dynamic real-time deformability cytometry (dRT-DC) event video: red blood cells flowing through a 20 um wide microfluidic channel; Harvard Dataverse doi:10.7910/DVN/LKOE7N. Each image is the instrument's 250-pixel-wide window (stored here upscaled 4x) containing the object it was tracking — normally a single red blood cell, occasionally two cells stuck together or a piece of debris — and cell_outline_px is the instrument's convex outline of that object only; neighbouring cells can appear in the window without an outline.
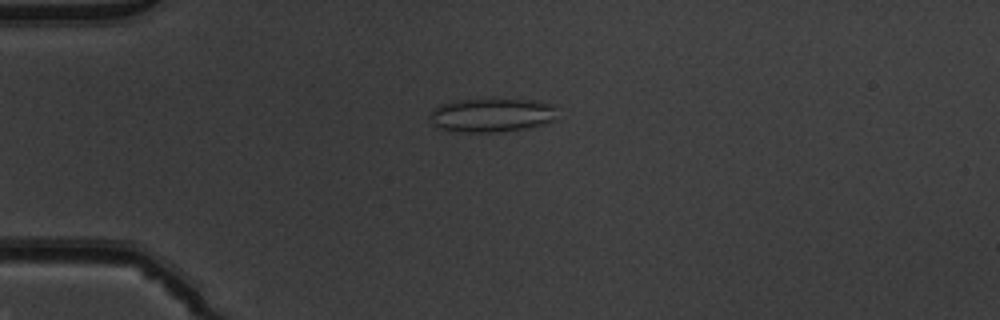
{"species": "common noctule bat (a hibernating species)", "species_latin": "Nyctalus noctula", "temperature_condition": "warm", "stored_images_in_passage": 51, "camera_frame_rate_fps": 3000, "um_per_image_px": 0.085, "animal": {"sex": "male", "body_mass_g": 19.5, "forearm_length_mm": 54.6}, "frame": {"image": 1, "passage_image": 13, "time_ms": 4.0, "image_size_px": [1000, 320], "cell_outline_px": [[556, 120], [524, 128], [496, 132], [468, 132], [440, 128], [432, 124], [428, 116], [432, 108], [440, 104], [456, 100], [488, 96], [492, 96], [532, 100], [552, 104]], "centroid_in_image_um": [41.72, 9.72], "position_along_channel_um": 43.3, "area_um2": 25.84}}
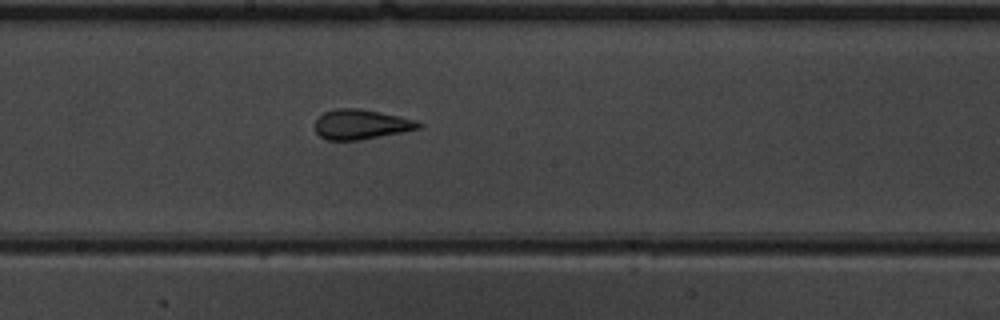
{"frame": {"image": 2, "passage_image": 28, "time_ms": 9.0, "image_size_px": [1000, 320], "cell_outline_px": [[424, 124], [420, 128], [360, 140], [328, 140], [320, 136], [316, 132], [316, 120], [324, 112], [336, 108], [360, 108], [420, 120]], "centroid_in_image_um": [30.73, 10.56], "position_along_channel_um": 217.5, "area_um2": 18.03}}
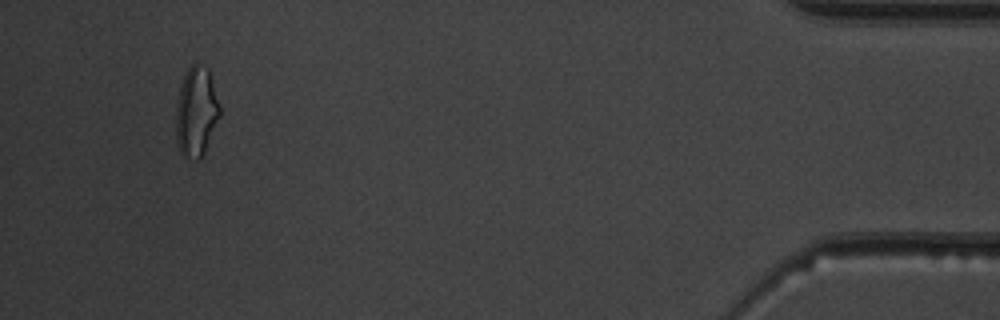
{"frame": {"image": 3, "passage_image": 48, "time_ms": 15.667, "image_size_px": [1000, 320], "cell_outline_px": [[220, 116], [204, 152], [200, 160], [196, 160], [184, 156], [180, 152], [176, 136], [176, 104], [180, 84], [188, 68], [196, 60], [208, 68], [220, 108]], "centroid_in_image_um": [16.67, 9.47], "position_along_channel_um": 418.5, "area_um2": 22.95}, "authors_computed_cell_mechanics": {"area_um2": 19.7676, "velocity_mm_per_s": 4.0204, "shape_relaxation_time_tau1_ms": null, "shape_relaxation_time_tau2_ms": 1.0763, "deformation_change_tau1": null, "deformation_change_tau2": 0.0979}}